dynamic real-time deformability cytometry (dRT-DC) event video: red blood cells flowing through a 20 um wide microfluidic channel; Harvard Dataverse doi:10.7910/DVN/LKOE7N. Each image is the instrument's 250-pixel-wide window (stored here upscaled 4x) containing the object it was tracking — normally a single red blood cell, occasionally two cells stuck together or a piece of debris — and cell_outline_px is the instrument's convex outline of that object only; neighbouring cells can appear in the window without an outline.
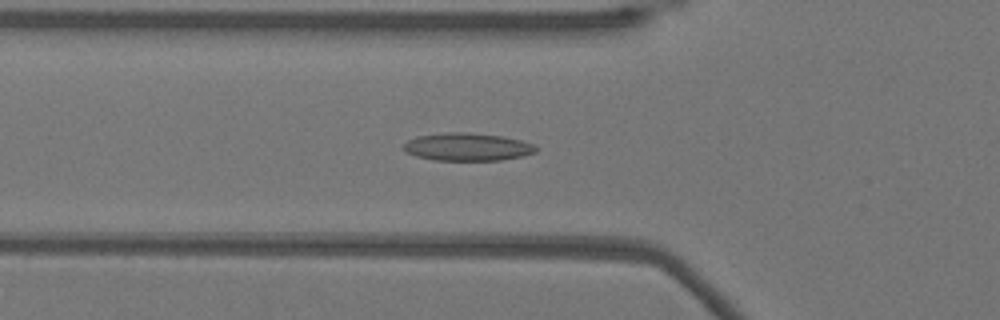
{"species": "Egyptian fruit bat (a non-hibernating species)", "species_latin": "Rousettus aegyptiacus", "temperature_condition": "warm", "stored_images_in_passage": 53, "camera_frame_rate_fps": 3000, "um_per_image_px": 0.085, "animal": {"sex": "female"}, "frame": {"image": 1, "passage_image": 18, "time_ms": 5.667, "image_size_px": [1000, 320], "cell_outline_px": [[540, 148], [536, 152], [520, 156], [500, 160], [432, 160], [416, 156], [404, 152], [400, 148], [408, 140], [416, 136], [448, 132], [468, 132], [504, 136], [520, 140], [532, 144]], "centroid_in_image_um": [39.68, 12.48], "position_along_channel_um": 86.1, "area_um2": 21.62}}
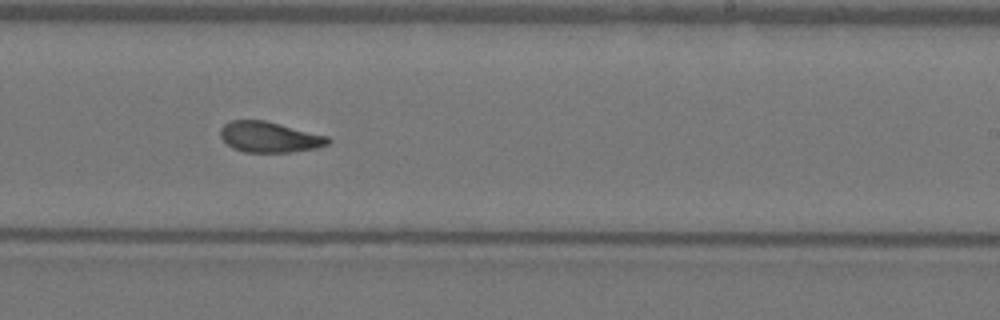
{"frame": {"image": 2, "passage_image": 32, "time_ms": 10.333, "image_size_px": [1000, 320], "cell_outline_px": [[332, 140], [328, 144], [316, 148], [292, 152], [244, 152], [232, 148], [220, 136], [220, 128], [224, 124], [232, 120], [264, 120], [328, 136]], "centroid_in_image_um": [22.9, 11.65], "position_along_channel_um": 266.1, "area_um2": 19.19}}
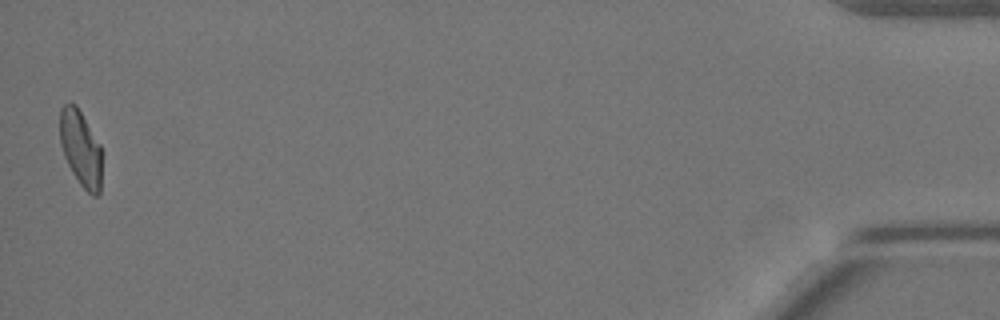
{"frame": {"image": 3, "passage_image": 52, "time_ms": 17.0, "image_size_px": [1000, 320], "cell_outline_px": [[100, 192], [96, 196], [92, 196], [80, 184], [72, 172], [64, 156], [60, 144], [60, 108], [64, 104], [76, 104], [100, 144]], "centroid_in_image_um": [6.84, 12.6], "position_along_channel_um": 428.4, "area_um2": 18.26}}